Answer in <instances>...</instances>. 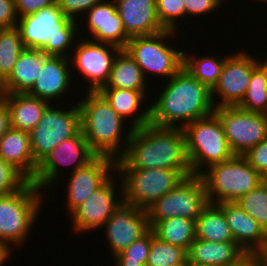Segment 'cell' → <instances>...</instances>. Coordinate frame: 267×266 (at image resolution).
Here are the masks:
<instances>
[{
	"label": "cell",
	"mask_w": 267,
	"mask_h": 266,
	"mask_svg": "<svg viewBox=\"0 0 267 266\" xmlns=\"http://www.w3.org/2000/svg\"><path fill=\"white\" fill-rule=\"evenodd\" d=\"M172 169L191 171L185 133L180 128L152 124L133 129L116 169Z\"/></svg>",
	"instance_id": "obj_1"
},
{
	"label": "cell",
	"mask_w": 267,
	"mask_h": 266,
	"mask_svg": "<svg viewBox=\"0 0 267 266\" xmlns=\"http://www.w3.org/2000/svg\"><path fill=\"white\" fill-rule=\"evenodd\" d=\"M166 80L158 100L149 106L150 124L183 129L191 122L214 112L211 90L184 67Z\"/></svg>",
	"instance_id": "obj_2"
},
{
	"label": "cell",
	"mask_w": 267,
	"mask_h": 266,
	"mask_svg": "<svg viewBox=\"0 0 267 266\" xmlns=\"http://www.w3.org/2000/svg\"><path fill=\"white\" fill-rule=\"evenodd\" d=\"M84 97L78 106L81 114V130L90 149L97 156L119 159L126 150L133 129L128 128L127 134L122 136L126 120L117 114L99 92L88 91Z\"/></svg>",
	"instance_id": "obj_3"
},
{
	"label": "cell",
	"mask_w": 267,
	"mask_h": 266,
	"mask_svg": "<svg viewBox=\"0 0 267 266\" xmlns=\"http://www.w3.org/2000/svg\"><path fill=\"white\" fill-rule=\"evenodd\" d=\"M76 21L64 16L56 3L34 14L18 17L16 28L24 48L69 58L66 51L71 48L74 38H77Z\"/></svg>",
	"instance_id": "obj_4"
},
{
	"label": "cell",
	"mask_w": 267,
	"mask_h": 266,
	"mask_svg": "<svg viewBox=\"0 0 267 266\" xmlns=\"http://www.w3.org/2000/svg\"><path fill=\"white\" fill-rule=\"evenodd\" d=\"M182 130L185 133L187 156L193 175H200L210 166L234 156L222 123L214 112L191 122ZM204 167L206 168L203 169Z\"/></svg>",
	"instance_id": "obj_5"
},
{
	"label": "cell",
	"mask_w": 267,
	"mask_h": 266,
	"mask_svg": "<svg viewBox=\"0 0 267 266\" xmlns=\"http://www.w3.org/2000/svg\"><path fill=\"white\" fill-rule=\"evenodd\" d=\"M206 186L209 203L236 202L255 189L263 177L256 172L243 155H234L214 164L200 174Z\"/></svg>",
	"instance_id": "obj_6"
},
{
	"label": "cell",
	"mask_w": 267,
	"mask_h": 266,
	"mask_svg": "<svg viewBox=\"0 0 267 266\" xmlns=\"http://www.w3.org/2000/svg\"><path fill=\"white\" fill-rule=\"evenodd\" d=\"M39 191L34 183L26 181L18 190L0 197V243H24L42 205Z\"/></svg>",
	"instance_id": "obj_7"
},
{
	"label": "cell",
	"mask_w": 267,
	"mask_h": 266,
	"mask_svg": "<svg viewBox=\"0 0 267 266\" xmlns=\"http://www.w3.org/2000/svg\"><path fill=\"white\" fill-rule=\"evenodd\" d=\"M123 185V198L137 208L147 209L160 197L169 193L192 171L172 169H116Z\"/></svg>",
	"instance_id": "obj_8"
},
{
	"label": "cell",
	"mask_w": 267,
	"mask_h": 266,
	"mask_svg": "<svg viewBox=\"0 0 267 266\" xmlns=\"http://www.w3.org/2000/svg\"><path fill=\"white\" fill-rule=\"evenodd\" d=\"M174 33L175 31L164 30L154 35L135 36L128 40L124 49L140 67L144 77L145 73L147 75L151 72L161 75L160 78L166 76L169 79L183 67L184 52L165 44Z\"/></svg>",
	"instance_id": "obj_9"
},
{
	"label": "cell",
	"mask_w": 267,
	"mask_h": 266,
	"mask_svg": "<svg viewBox=\"0 0 267 266\" xmlns=\"http://www.w3.org/2000/svg\"><path fill=\"white\" fill-rule=\"evenodd\" d=\"M208 203L204 181L200 175H190L146 209L149 227L175 216L196 220Z\"/></svg>",
	"instance_id": "obj_10"
},
{
	"label": "cell",
	"mask_w": 267,
	"mask_h": 266,
	"mask_svg": "<svg viewBox=\"0 0 267 266\" xmlns=\"http://www.w3.org/2000/svg\"><path fill=\"white\" fill-rule=\"evenodd\" d=\"M81 130V114L76 105L68 110L49 105L38 125L30 133L31 150L39 164L62 141L76 135Z\"/></svg>",
	"instance_id": "obj_11"
},
{
	"label": "cell",
	"mask_w": 267,
	"mask_h": 266,
	"mask_svg": "<svg viewBox=\"0 0 267 266\" xmlns=\"http://www.w3.org/2000/svg\"><path fill=\"white\" fill-rule=\"evenodd\" d=\"M214 113L222 123L234 155H244L267 138V114L246 111L238 106L216 107Z\"/></svg>",
	"instance_id": "obj_12"
},
{
	"label": "cell",
	"mask_w": 267,
	"mask_h": 266,
	"mask_svg": "<svg viewBox=\"0 0 267 266\" xmlns=\"http://www.w3.org/2000/svg\"><path fill=\"white\" fill-rule=\"evenodd\" d=\"M97 155L90 149L88 142L80 130L76 135L62 141L39 164L34 178L31 180L39 189L52 185L58 178L61 165H74L71 172L84 167Z\"/></svg>",
	"instance_id": "obj_13"
},
{
	"label": "cell",
	"mask_w": 267,
	"mask_h": 266,
	"mask_svg": "<svg viewBox=\"0 0 267 266\" xmlns=\"http://www.w3.org/2000/svg\"><path fill=\"white\" fill-rule=\"evenodd\" d=\"M256 67L257 60L245 51L236 52L233 56L228 55L218 82L211 90L215 108L238 106L247 92L252 72ZM215 93L221 97L218 103L214 102Z\"/></svg>",
	"instance_id": "obj_14"
},
{
	"label": "cell",
	"mask_w": 267,
	"mask_h": 266,
	"mask_svg": "<svg viewBox=\"0 0 267 266\" xmlns=\"http://www.w3.org/2000/svg\"><path fill=\"white\" fill-rule=\"evenodd\" d=\"M75 48L71 66L89 80L88 91L98 92L107 84L113 62L121 48L90 39L81 41Z\"/></svg>",
	"instance_id": "obj_15"
},
{
	"label": "cell",
	"mask_w": 267,
	"mask_h": 266,
	"mask_svg": "<svg viewBox=\"0 0 267 266\" xmlns=\"http://www.w3.org/2000/svg\"><path fill=\"white\" fill-rule=\"evenodd\" d=\"M103 227L113 256L129 247L150 229L147 211L137 208L124 198L114 207L113 214Z\"/></svg>",
	"instance_id": "obj_16"
},
{
	"label": "cell",
	"mask_w": 267,
	"mask_h": 266,
	"mask_svg": "<svg viewBox=\"0 0 267 266\" xmlns=\"http://www.w3.org/2000/svg\"><path fill=\"white\" fill-rule=\"evenodd\" d=\"M111 176L100 188L87 197L70 215L73 218L72 225L75 232L94 231L103 228L104 223L113 214L114 207L123 198V185L120 179V196L115 190V182ZM115 191V192H114ZM102 225V226H101Z\"/></svg>",
	"instance_id": "obj_17"
},
{
	"label": "cell",
	"mask_w": 267,
	"mask_h": 266,
	"mask_svg": "<svg viewBox=\"0 0 267 266\" xmlns=\"http://www.w3.org/2000/svg\"><path fill=\"white\" fill-rule=\"evenodd\" d=\"M116 172V160L96 156L82 168L71 173L67 185V207L71 214L89 195L100 188Z\"/></svg>",
	"instance_id": "obj_18"
},
{
	"label": "cell",
	"mask_w": 267,
	"mask_h": 266,
	"mask_svg": "<svg viewBox=\"0 0 267 266\" xmlns=\"http://www.w3.org/2000/svg\"><path fill=\"white\" fill-rule=\"evenodd\" d=\"M63 56L45 55L38 78L34 83L29 95L45 100L50 103L52 99L59 100L70 90L71 71L68 68L70 59ZM69 89V90H68Z\"/></svg>",
	"instance_id": "obj_19"
},
{
	"label": "cell",
	"mask_w": 267,
	"mask_h": 266,
	"mask_svg": "<svg viewBox=\"0 0 267 266\" xmlns=\"http://www.w3.org/2000/svg\"><path fill=\"white\" fill-rule=\"evenodd\" d=\"M87 31H90L92 41L108 43L118 46L121 49L126 47L130 37L124 30L121 17L116 8L115 2L102 1L95 4L87 11ZM96 39V40H95Z\"/></svg>",
	"instance_id": "obj_20"
},
{
	"label": "cell",
	"mask_w": 267,
	"mask_h": 266,
	"mask_svg": "<svg viewBox=\"0 0 267 266\" xmlns=\"http://www.w3.org/2000/svg\"><path fill=\"white\" fill-rule=\"evenodd\" d=\"M126 34L149 36L166 30L160 23L156 0H115Z\"/></svg>",
	"instance_id": "obj_21"
},
{
	"label": "cell",
	"mask_w": 267,
	"mask_h": 266,
	"mask_svg": "<svg viewBox=\"0 0 267 266\" xmlns=\"http://www.w3.org/2000/svg\"><path fill=\"white\" fill-rule=\"evenodd\" d=\"M223 210L234 241L248 254H258L265 246L266 232L237 202H222Z\"/></svg>",
	"instance_id": "obj_22"
},
{
	"label": "cell",
	"mask_w": 267,
	"mask_h": 266,
	"mask_svg": "<svg viewBox=\"0 0 267 266\" xmlns=\"http://www.w3.org/2000/svg\"><path fill=\"white\" fill-rule=\"evenodd\" d=\"M0 157L31 181L38 168L32 150L30 133L10 128L0 139Z\"/></svg>",
	"instance_id": "obj_23"
},
{
	"label": "cell",
	"mask_w": 267,
	"mask_h": 266,
	"mask_svg": "<svg viewBox=\"0 0 267 266\" xmlns=\"http://www.w3.org/2000/svg\"><path fill=\"white\" fill-rule=\"evenodd\" d=\"M247 254L235 241L214 242L195 238L187 250V260L201 266H231Z\"/></svg>",
	"instance_id": "obj_24"
},
{
	"label": "cell",
	"mask_w": 267,
	"mask_h": 266,
	"mask_svg": "<svg viewBox=\"0 0 267 266\" xmlns=\"http://www.w3.org/2000/svg\"><path fill=\"white\" fill-rule=\"evenodd\" d=\"M43 64V52L25 48L11 74L0 84V94L28 93L36 82Z\"/></svg>",
	"instance_id": "obj_25"
},
{
	"label": "cell",
	"mask_w": 267,
	"mask_h": 266,
	"mask_svg": "<svg viewBox=\"0 0 267 266\" xmlns=\"http://www.w3.org/2000/svg\"><path fill=\"white\" fill-rule=\"evenodd\" d=\"M0 97L7 103L11 128L26 132L38 125L44 111L51 104L28 93L0 94Z\"/></svg>",
	"instance_id": "obj_26"
},
{
	"label": "cell",
	"mask_w": 267,
	"mask_h": 266,
	"mask_svg": "<svg viewBox=\"0 0 267 266\" xmlns=\"http://www.w3.org/2000/svg\"><path fill=\"white\" fill-rule=\"evenodd\" d=\"M110 104V106L117 112V114L125 120L126 117H132V122L129 127L137 129L150 123V107L146 108L142 113H137L144 102V94L140 91L130 89H116V88H101L98 91Z\"/></svg>",
	"instance_id": "obj_27"
},
{
	"label": "cell",
	"mask_w": 267,
	"mask_h": 266,
	"mask_svg": "<svg viewBox=\"0 0 267 266\" xmlns=\"http://www.w3.org/2000/svg\"><path fill=\"white\" fill-rule=\"evenodd\" d=\"M145 78L147 79L133 58L125 49H121L113 62L109 80L102 88L130 89L145 95Z\"/></svg>",
	"instance_id": "obj_28"
},
{
	"label": "cell",
	"mask_w": 267,
	"mask_h": 266,
	"mask_svg": "<svg viewBox=\"0 0 267 266\" xmlns=\"http://www.w3.org/2000/svg\"><path fill=\"white\" fill-rule=\"evenodd\" d=\"M195 236L214 242L234 241L223 210L213 203H208L195 220Z\"/></svg>",
	"instance_id": "obj_29"
},
{
	"label": "cell",
	"mask_w": 267,
	"mask_h": 266,
	"mask_svg": "<svg viewBox=\"0 0 267 266\" xmlns=\"http://www.w3.org/2000/svg\"><path fill=\"white\" fill-rule=\"evenodd\" d=\"M158 239L188 250L195 236V220L181 216L160 220L151 228Z\"/></svg>",
	"instance_id": "obj_30"
},
{
	"label": "cell",
	"mask_w": 267,
	"mask_h": 266,
	"mask_svg": "<svg viewBox=\"0 0 267 266\" xmlns=\"http://www.w3.org/2000/svg\"><path fill=\"white\" fill-rule=\"evenodd\" d=\"M183 53V67L198 81L210 90L217 84L221 74L226 55L220 59L214 56H202L194 59L191 55Z\"/></svg>",
	"instance_id": "obj_31"
},
{
	"label": "cell",
	"mask_w": 267,
	"mask_h": 266,
	"mask_svg": "<svg viewBox=\"0 0 267 266\" xmlns=\"http://www.w3.org/2000/svg\"><path fill=\"white\" fill-rule=\"evenodd\" d=\"M24 49L16 27L0 29V84L11 74Z\"/></svg>",
	"instance_id": "obj_32"
},
{
	"label": "cell",
	"mask_w": 267,
	"mask_h": 266,
	"mask_svg": "<svg viewBox=\"0 0 267 266\" xmlns=\"http://www.w3.org/2000/svg\"><path fill=\"white\" fill-rule=\"evenodd\" d=\"M187 261V250L154 236L151 230V247L146 266H175Z\"/></svg>",
	"instance_id": "obj_33"
},
{
	"label": "cell",
	"mask_w": 267,
	"mask_h": 266,
	"mask_svg": "<svg viewBox=\"0 0 267 266\" xmlns=\"http://www.w3.org/2000/svg\"><path fill=\"white\" fill-rule=\"evenodd\" d=\"M238 107L250 112L267 114V81L258 66L252 72L247 92Z\"/></svg>",
	"instance_id": "obj_34"
},
{
	"label": "cell",
	"mask_w": 267,
	"mask_h": 266,
	"mask_svg": "<svg viewBox=\"0 0 267 266\" xmlns=\"http://www.w3.org/2000/svg\"><path fill=\"white\" fill-rule=\"evenodd\" d=\"M236 202L259 223L265 232L267 231V185L264 181Z\"/></svg>",
	"instance_id": "obj_35"
},
{
	"label": "cell",
	"mask_w": 267,
	"mask_h": 266,
	"mask_svg": "<svg viewBox=\"0 0 267 266\" xmlns=\"http://www.w3.org/2000/svg\"><path fill=\"white\" fill-rule=\"evenodd\" d=\"M151 247V229L114 256L116 266H146Z\"/></svg>",
	"instance_id": "obj_36"
},
{
	"label": "cell",
	"mask_w": 267,
	"mask_h": 266,
	"mask_svg": "<svg viewBox=\"0 0 267 266\" xmlns=\"http://www.w3.org/2000/svg\"><path fill=\"white\" fill-rule=\"evenodd\" d=\"M156 10L161 25L166 30L178 29L177 18L185 17L184 0H156ZM181 17V18H180Z\"/></svg>",
	"instance_id": "obj_37"
},
{
	"label": "cell",
	"mask_w": 267,
	"mask_h": 266,
	"mask_svg": "<svg viewBox=\"0 0 267 266\" xmlns=\"http://www.w3.org/2000/svg\"><path fill=\"white\" fill-rule=\"evenodd\" d=\"M27 180L0 157V197L18 190Z\"/></svg>",
	"instance_id": "obj_38"
},
{
	"label": "cell",
	"mask_w": 267,
	"mask_h": 266,
	"mask_svg": "<svg viewBox=\"0 0 267 266\" xmlns=\"http://www.w3.org/2000/svg\"><path fill=\"white\" fill-rule=\"evenodd\" d=\"M243 156L262 177L267 174V138L249 149Z\"/></svg>",
	"instance_id": "obj_39"
},
{
	"label": "cell",
	"mask_w": 267,
	"mask_h": 266,
	"mask_svg": "<svg viewBox=\"0 0 267 266\" xmlns=\"http://www.w3.org/2000/svg\"><path fill=\"white\" fill-rule=\"evenodd\" d=\"M102 1L104 0H56V3L64 16L77 20L76 16L79 17L80 13L87 12L95 4L101 3Z\"/></svg>",
	"instance_id": "obj_40"
},
{
	"label": "cell",
	"mask_w": 267,
	"mask_h": 266,
	"mask_svg": "<svg viewBox=\"0 0 267 266\" xmlns=\"http://www.w3.org/2000/svg\"><path fill=\"white\" fill-rule=\"evenodd\" d=\"M223 0H184L185 16H200L220 8Z\"/></svg>",
	"instance_id": "obj_41"
},
{
	"label": "cell",
	"mask_w": 267,
	"mask_h": 266,
	"mask_svg": "<svg viewBox=\"0 0 267 266\" xmlns=\"http://www.w3.org/2000/svg\"><path fill=\"white\" fill-rule=\"evenodd\" d=\"M53 4H56V0H15V10L17 16L23 17Z\"/></svg>",
	"instance_id": "obj_42"
},
{
	"label": "cell",
	"mask_w": 267,
	"mask_h": 266,
	"mask_svg": "<svg viewBox=\"0 0 267 266\" xmlns=\"http://www.w3.org/2000/svg\"><path fill=\"white\" fill-rule=\"evenodd\" d=\"M15 0H0V29L16 27Z\"/></svg>",
	"instance_id": "obj_43"
},
{
	"label": "cell",
	"mask_w": 267,
	"mask_h": 266,
	"mask_svg": "<svg viewBox=\"0 0 267 266\" xmlns=\"http://www.w3.org/2000/svg\"><path fill=\"white\" fill-rule=\"evenodd\" d=\"M11 128L7 103L0 97V139Z\"/></svg>",
	"instance_id": "obj_44"
},
{
	"label": "cell",
	"mask_w": 267,
	"mask_h": 266,
	"mask_svg": "<svg viewBox=\"0 0 267 266\" xmlns=\"http://www.w3.org/2000/svg\"><path fill=\"white\" fill-rule=\"evenodd\" d=\"M231 266H264L259 254H247L238 263Z\"/></svg>",
	"instance_id": "obj_45"
},
{
	"label": "cell",
	"mask_w": 267,
	"mask_h": 266,
	"mask_svg": "<svg viewBox=\"0 0 267 266\" xmlns=\"http://www.w3.org/2000/svg\"><path fill=\"white\" fill-rule=\"evenodd\" d=\"M11 247L9 245L0 243V266L7 262L9 255L11 254Z\"/></svg>",
	"instance_id": "obj_46"
},
{
	"label": "cell",
	"mask_w": 267,
	"mask_h": 266,
	"mask_svg": "<svg viewBox=\"0 0 267 266\" xmlns=\"http://www.w3.org/2000/svg\"><path fill=\"white\" fill-rule=\"evenodd\" d=\"M257 66L262 70L267 81V61H260L257 59Z\"/></svg>",
	"instance_id": "obj_47"
},
{
	"label": "cell",
	"mask_w": 267,
	"mask_h": 266,
	"mask_svg": "<svg viewBox=\"0 0 267 266\" xmlns=\"http://www.w3.org/2000/svg\"><path fill=\"white\" fill-rule=\"evenodd\" d=\"M260 255L261 260L263 261V265L267 266V245L258 253Z\"/></svg>",
	"instance_id": "obj_48"
},
{
	"label": "cell",
	"mask_w": 267,
	"mask_h": 266,
	"mask_svg": "<svg viewBox=\"0 0 267 266\" xmlns=\"http://www.w3.org/2000/svg\"><path fill=\"white\" fill-rule=\"evenodd\" d=\"M182 266H201L194 263L189 262L188 260Z\"/></svg>",
	"instance_id": "obj_49"
},
{
	"label": "cell",
	"mask_w": 267,
	"mask_h": 266,
	"mask_svg": "<svg viewBox=\"0 0 267 266\" xmlns=\"http://www.w3.org/2000/svg\"><path fill=\"white\" fill-rule=\"evenodd\" d=\"M263 181L267 185V174L263 177Z\"/></svg>",
	"instance_id": "obj_50"
},
{
	"label": "cell",
	"mask_w": 267,
	"mask_h": 266,
	"mask_svg": "<svg viewBox=\"0 0 267 266\" xmlns=\"http://www.w3.org/2000/svg\"><path fill=\"white\" fill-rule=\"evenodd\" d=\"M257 1H258V0H257ZM259 1L262 2V3H263V2L267 3V0H259Z\"/></svg>",
	"instance_id": "obj_51"
},
{
	"label": "cell",
	"mask_w": 267,
	"mask_h": 266,
	"mask_svg": "<svg viewBox=\"0 0 267 266\" xmlns=\"http://www.w3.org/2000/svg\"><path fill=\"white\" fill-rule=\"evenodd\" d=\"M265 245H267V231H266V243H265Z\"/></svg>",
	"instance_id": "obj_52"
}]
</instances>
